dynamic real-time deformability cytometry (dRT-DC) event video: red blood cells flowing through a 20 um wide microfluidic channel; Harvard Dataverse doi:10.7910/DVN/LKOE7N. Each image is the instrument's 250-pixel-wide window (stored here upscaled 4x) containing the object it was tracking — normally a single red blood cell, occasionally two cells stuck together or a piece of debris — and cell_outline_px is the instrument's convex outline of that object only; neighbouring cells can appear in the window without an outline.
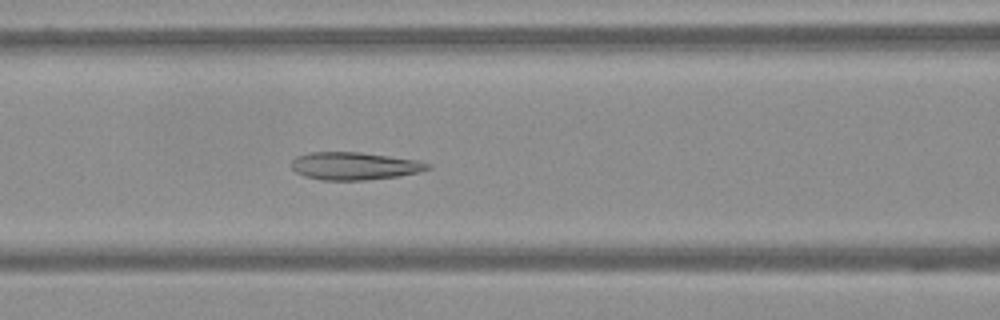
{"species": "Egyptian fruit bat (a non-hibernating species)", "species_latin": "Rousettus aegyptiacus", "temperature_condition": "warm", "stored_images_in_passage": 62, "camera_frame_rate_fps": 3000, "um_per_image_px": 0.085, "frame": {"image": 1, "passage_image": 27, "time_ms": 8.667, "image_size_px": [1000, 320], "cell_outline_px": [[432, 168], [416, 172], [396, 176], [368, 180], [320, 180], [304, 176], [296, 172], [292, 168], [292, 160], [296, 156], [308, 152], [360, 152], [416, 160], [432, 164]], "centroid_in_image_um": [30.09, 14.1], "position_along_channel_um": 136.5, "area_um2": 21.91}}
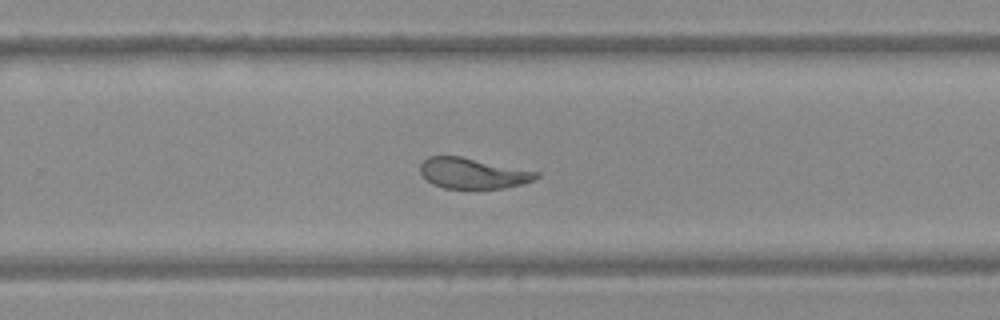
{"frame": {"image": 2, "passage_image": 41, "time_ms": 13.333, "image_size_px": [1000, 320], "cell_outline_px": [[540, 176], [532, 180], [520, 184], [504, 188], [444, 188], [432, 184], [420, 172], [420, 164], [428, 156], [460, 156], [540, 172]], "centroid_in_image_um": [40.18, 14.72], "position_along_channel_um": 289.6, "area_um2": 20.52}}
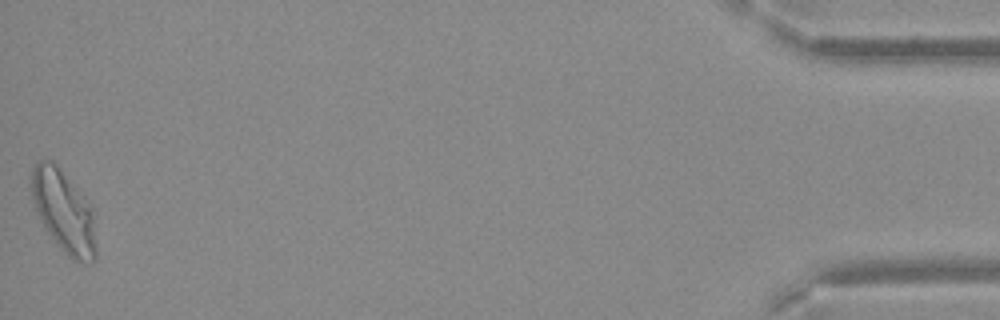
{"frame": {"image": 3, "passage_image": 62, "time_ms": 20.333, "image_size_px": [1000, 320], "cell_outline_px": [[96, 260], [92, 264], [88, 264], [72, 260], [60, 248], [44, 228], [32, 200], [28, 176], [32, 168], [40, 160], [52, 160], [56, 164], [84, 196], [92, 208], [96, 244]], "centroid_in_image_um": [5.4, 17.98], "position_along_channel_um": 429.8, "area_um2": 31.39}}